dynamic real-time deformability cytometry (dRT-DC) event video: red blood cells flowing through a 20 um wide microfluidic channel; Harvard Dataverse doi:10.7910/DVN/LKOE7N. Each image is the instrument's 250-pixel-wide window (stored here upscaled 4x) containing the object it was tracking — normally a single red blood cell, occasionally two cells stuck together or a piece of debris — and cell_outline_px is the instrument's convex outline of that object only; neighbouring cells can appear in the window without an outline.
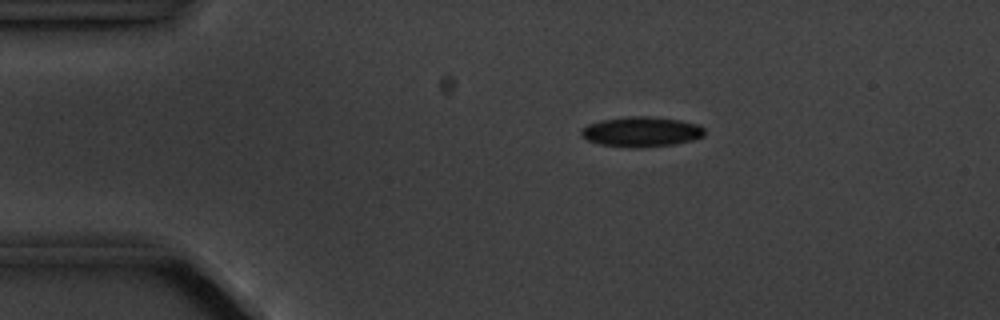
{"species": "common noctule bat (a hibernating species)", "species_latin": "Nyctalus noctula", "temperature_condition": "cold", "stored_images_in_passage": 13, "camera_frame_rate_fps": 3000, "um_per_image_px": 0.085, "animal": {"sex": "male", "body_mass_g": 20.1, "forearm_length_mm": 53.5}, "frame": {"image": 1, "passage_image": 1, "time_ms": 0.0, "image_size_px": [1000, 320], "cell_outline_px": [[704, 136], [692, 140], [672, 144], [640, 148], [628, 148], [600, 144], [588, 140], [580, 136], [580, 128], [588, 124], [600, 120], [628, 116], [652, 116], [680, 120], [700, 124], [704, 128]], "centroid_in_image_um": [54.49, 11.19], "position_along_channel_um": 30.5, "area_um2": 21.91}}
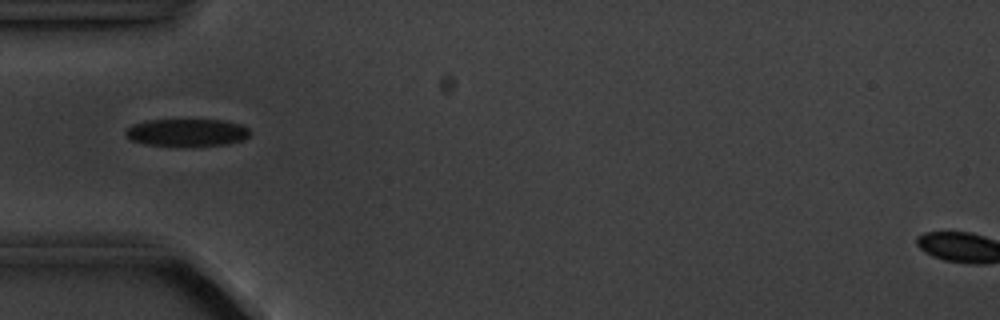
{"frame": {"image": 2, "passage_image": 3, "time_ms": 2.333, "image_size_px": [1000, 320], "cell_outline_px": [[248, 136], [244, 140], [228, 144], [144, 144], [132, 140], [124, 132], [132, 124], [144, 120], [224, 120], [240, 124], [248, 128]], "centroid_in_image_um": [15.89, 11.23], "position_along_channel_um": 69.1, "area_um2": 19.25}}
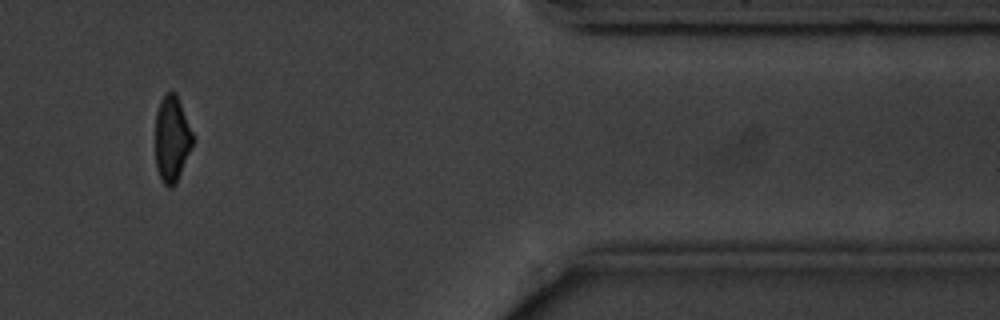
{"frame": {"image": 3, "passage_image": 11, "time_ms": 12.333, "image_size_px": [1000, 320], "cell_outline_px": [[192, 148], [176, 184], [172, 188], [168, 188], [164, 184], [156, 168], [156, 112], [160, 100], [164, 92], [176, 92], [192, 132]], "centroid_in_image_um": [14.6, 11.81], "position_along_channel_um": 396.8, "area_um2": 18.79}, "authors_computed_cell_mechanics": {"area_um2": 20.6924, "velocity_mm_per_s": 3.5876, "shape_relaxation_time_tau1_ms": 1.6338, "shape_relaxation_time_tau2_ms": 4.1092, "deformation_change_tau1": 0.0819, "deformation_change_tau2": 0.0899}}